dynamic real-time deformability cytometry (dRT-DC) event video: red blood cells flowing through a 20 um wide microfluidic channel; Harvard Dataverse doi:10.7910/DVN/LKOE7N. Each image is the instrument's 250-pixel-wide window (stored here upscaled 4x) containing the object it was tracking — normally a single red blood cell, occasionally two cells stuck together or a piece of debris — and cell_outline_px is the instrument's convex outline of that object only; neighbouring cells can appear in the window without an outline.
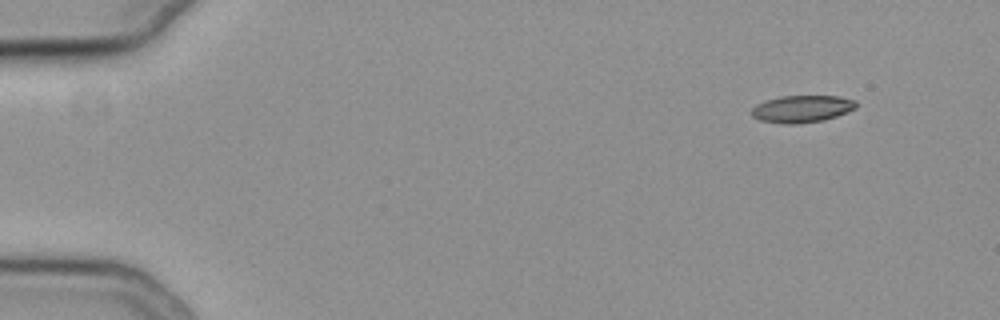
{"species": "common noctule bat (a hibernating species)", "species_latin": "Nyctalus noctula", "temperature_condition": "cold", "stored_images_in_passage": 6, "camera_frame_rate_fps": 3000, "um_per_image_px": 0.085, "animal": {"sex": "female", "body_mass_g": 19.3, "forearm_length_mm": 54.1}, "frame": {"image": 1, "passage_image": 1, "time_ms": 0.0, "image_size_px": [1000, 320], "cell_outline_px": [[856, 108], [836, 116], [824, 120], [792, 124], [788, 124], [760, 120], [752, 116], [752, 108], [756, 104], [764, 100], [780, 96], [840, 96], [856, 100]], "centroid_in_image_um": [68.16, 9.24], "position_along_channel_um": 16.8, "area_um2": 16.47}}